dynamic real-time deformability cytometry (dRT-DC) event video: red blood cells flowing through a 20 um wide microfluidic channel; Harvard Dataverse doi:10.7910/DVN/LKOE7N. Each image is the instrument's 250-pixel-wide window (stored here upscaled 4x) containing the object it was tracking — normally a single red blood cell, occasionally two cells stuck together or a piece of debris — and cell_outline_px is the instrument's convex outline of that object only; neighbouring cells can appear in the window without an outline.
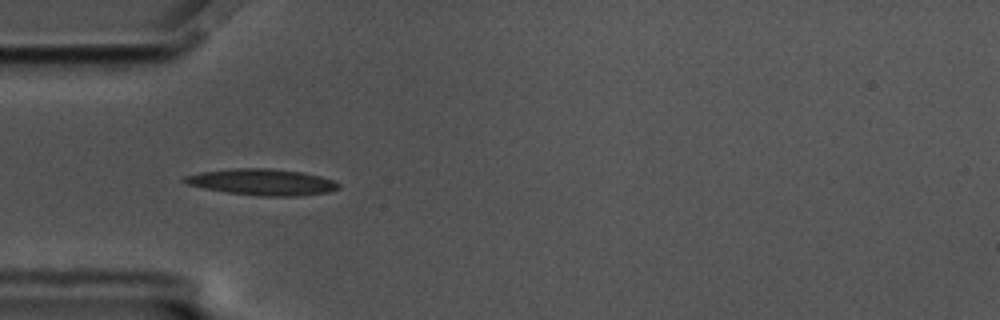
{"species": "common noctule bat (a hibernating species)", "species_latin": "Nyctalus noctula", "temperature_condition": "cold", "stored_images_in_passage": 45, "camera_frame_rate_fps": 3000, "um_per_image_px": 0.085, "animal": {"sex": "male", "body_mass_g": 17.5, "forearm_length_mm": 52.3}, "frame": {"image": 1, "passage_image": 5, "time_ms": 1.333, "image_size_px": [1000, 320], "cell_outline_px": [[340, 188], [328, 192], [300, 196], [260, 196], [228, 192], [204, 188], [188, 184], [180, 180], [184, 176], [200, 172], [232, 168], [268, 168], [304, 172], [320, 176], [332, 180], [340, 184]], "centroid_in_image_um": [22.28, 15.47], "position_along_channel_um": 62.7, "area_um2": 23.64}}
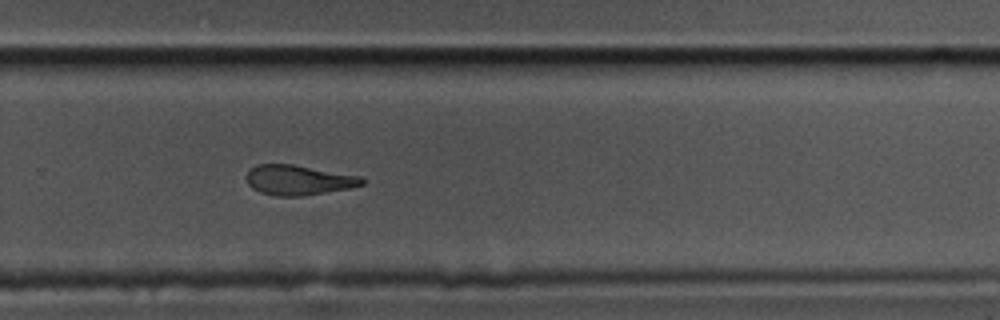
{"frame": {"image": 2, "passage_image": 26, "time_ms": 8.333, "image_size_px": [1000, 320], "cell_outline_px": [[364, 184], [348, 188], [304, 196], [276, 196], [260, 192], [252, 188], [248, 184], [248, 168], [256, 164], [292, 164], [364, 176]], "centroid_in_image_um": [25.38, 15.29], "position_along_channel_um": 304.4, "area_um2": 20.29}}
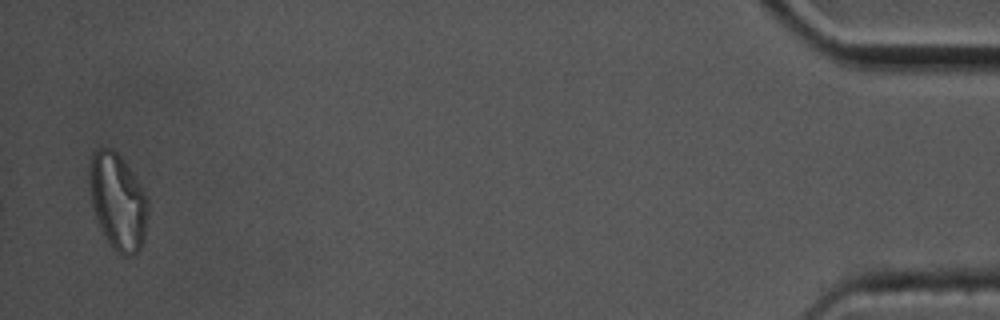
{"frame": {"image": 3, "passage_image": 44, "time_ms": 14.333, "image_size_px": [1000, 320], "cell_outline_px": [[148, 212], [144, 236], [140, 248], [132, 256], [124, 256], [116, 252], [112, 248], [100, 228], [96, 220], [92, 204], [88, 180], [92, 152], [96, 148], [112, 148], [124, 160], [140, 184], [148, 200]], "centroid_in_image_um": [10.0, 17.12], "position_along_channel_um": 425.2, "area_um2": 32.95}, "authors_computed_cell_mechanics": {"area_um2": 21.675, "velocity_mm_per_s": 3.4762, "shape_relaxation_time_tau1_ms": 6.0705, "shape_relaxation_time_tau2_ms": 6.2303, "deformation_change_tau1": 0.175, "deformation_change_tau2": 0.1572}}